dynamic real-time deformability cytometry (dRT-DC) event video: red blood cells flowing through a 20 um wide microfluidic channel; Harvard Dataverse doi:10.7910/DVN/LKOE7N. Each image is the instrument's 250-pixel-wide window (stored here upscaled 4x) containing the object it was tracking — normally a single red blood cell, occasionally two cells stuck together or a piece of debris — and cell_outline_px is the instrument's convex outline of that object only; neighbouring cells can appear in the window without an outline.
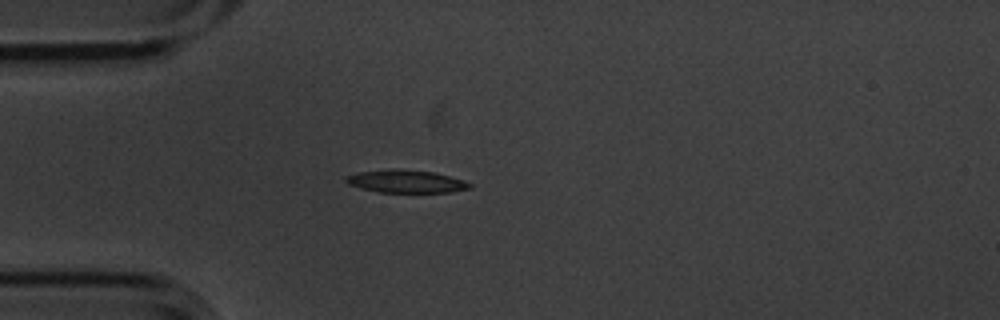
{"species": "common noctule bat (a hibernating species)", "species_latin": "Nyctalus noctula", "temperature_condition": "cold", "stored_images_in_passage": 1, "camera_frame_rate_fps": 3000, "um_per_image_px": 0.085, "animal": {"sex": "male", "body_mass_g": 20.1, "forearm_length_mm": 53.5}, "frame": {"image": 1, "passage_image": 1, "time_ms": 0.0, "image_size_px": [1000, 320], "cell_outline_px": [[472, 188], [452, 192], [380, 192], [360, 188], [348, 184], [344, 180], [344, 176], [356, 172], [392, 168], [400, 168], [432, 172], [464, 180], [472, 184]], "centroid_in_image_um": [34.47, 15.4], "position_along_channel_um": 50.5, "area_um2": 16.65}}